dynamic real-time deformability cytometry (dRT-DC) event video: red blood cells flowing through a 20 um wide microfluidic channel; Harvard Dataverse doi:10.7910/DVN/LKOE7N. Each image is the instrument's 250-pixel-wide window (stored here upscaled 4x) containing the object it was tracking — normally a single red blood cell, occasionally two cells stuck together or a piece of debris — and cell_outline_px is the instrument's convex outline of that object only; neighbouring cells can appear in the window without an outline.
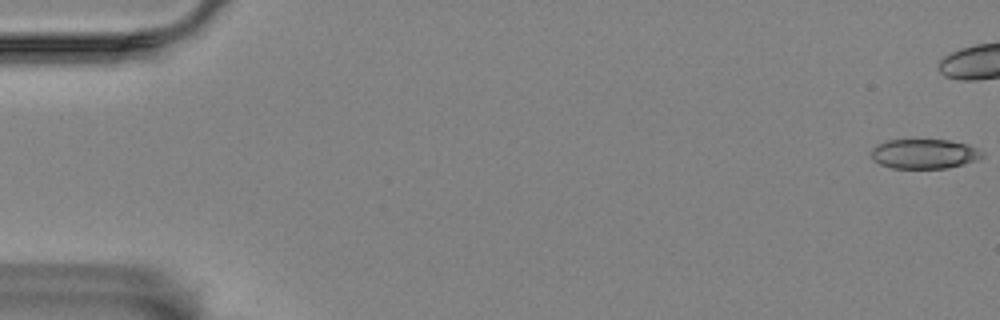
{"species": "Egyptian fruit bat (a non-hibernating species)", "species_latin": "Rousettus aegyptiacus", "temperature_condition": "room temperature", "stored_images_in_passage": 46, "camera_frame_rate_fps": 3000, "um_per_image_px": 0.085, "animal": {"sex": "female"}, "frame": {"image": 1, "passage_image": 1, "time_ms": 0.0, "image_size_px": [1000, 320], "cell_outline_px": [[984, 156], [976, 160], [964, 164], [948, 168], [892, 168], [880, 164], [872, 160], [872, 148], [888, 140], [948, 140], [968, 144], [984, 152]], "centroid_in_image_um": [78.59, 13.08], "position_along_channel_um": 6.4, "area_um2": 19.13}}
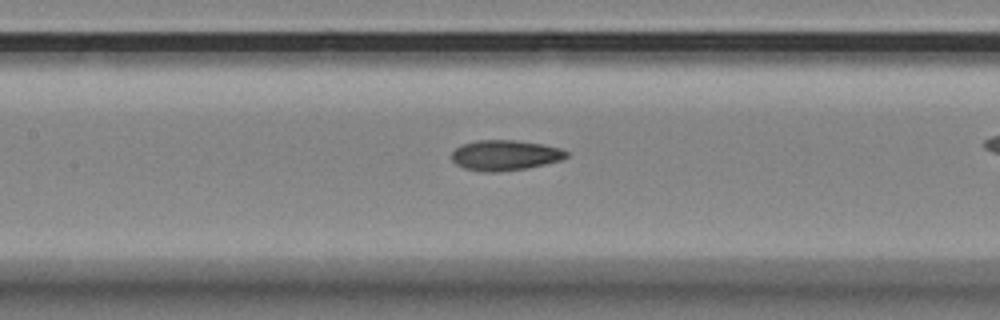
{"frame": {"image": 2, "passage_image": 27, "time_ms": 8.667, "image_size_px": [1000, 320], "cell_outline_px": [[568, 156], [560, 160], [528, 168], [496, 172], [484, 172], [464, 168], [456, 164], [452, 160], [452, 152], [456, 148], [464, 144], [476, 140], [516, 140], [544, 144], [560, 148], [568, 152]], "centroid_in_image_um": [42.93, 13.19], "position_along_channel_um": 164.5, "area_um2": 20.29}}
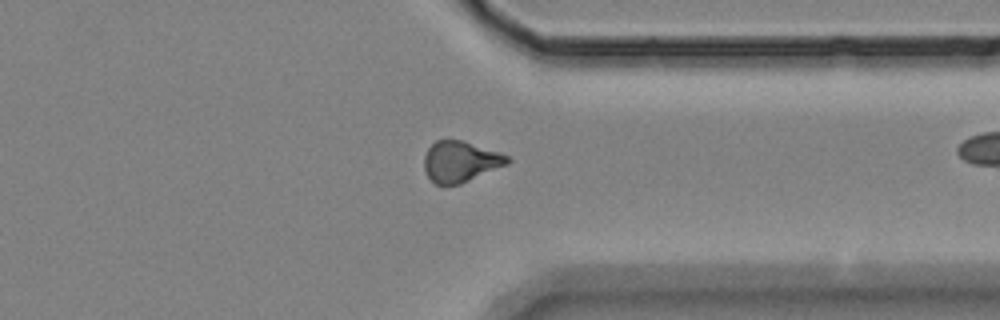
{"frame": {"image": 3, "passage_image": 45, "time_ms": 14.667, "image_size_px": [1000, 320], "cell_outline_px": [[512, 160], [508, 164], [460, 184], [436, 184], [428, 176], [424, 168], [424, 156], [428, 148], [436, 140], [464, 140], [508, 156]], "centroid_in_image_um": [39.13, 13.72], "position_along_channel_um": 372.3, "area_um2": 19.65}}